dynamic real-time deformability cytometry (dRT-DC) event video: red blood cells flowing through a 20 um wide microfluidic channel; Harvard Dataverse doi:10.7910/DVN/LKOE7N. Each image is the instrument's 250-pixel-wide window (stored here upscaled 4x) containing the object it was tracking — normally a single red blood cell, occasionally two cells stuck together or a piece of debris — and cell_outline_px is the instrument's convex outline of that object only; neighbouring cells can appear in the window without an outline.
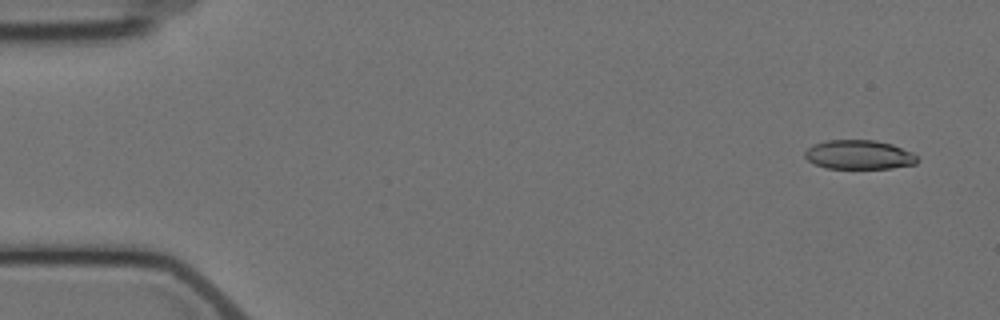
{"species": "Egyptian fruit bat (a non-hibernating species)", "species_latin": "Rousettus aegyptiacus", "temperature_condition": "cold", "stored_images_in_passage": 5, "camera_frame_rate_fps": 3000, "um_per_image_px": 0.085, "animal": {"sex": "female"}, "frame": {"image": 1, "passage_image": 1, "time_ms": 0.0, "image_size_px": [1000, 320], "cell_outline_px": [[916, 164], [892, 168], [828, 168], [816, 164], [808, 160], [804, 156], [804, 152], [812, 144], [828, 140], [876, 140], [892, 144], [912, 152], [916, 156]], "centroid_in_image_um": [73.0, 13.14], "position_along_channel_um": 12.0, "area_um2": 19.02}}
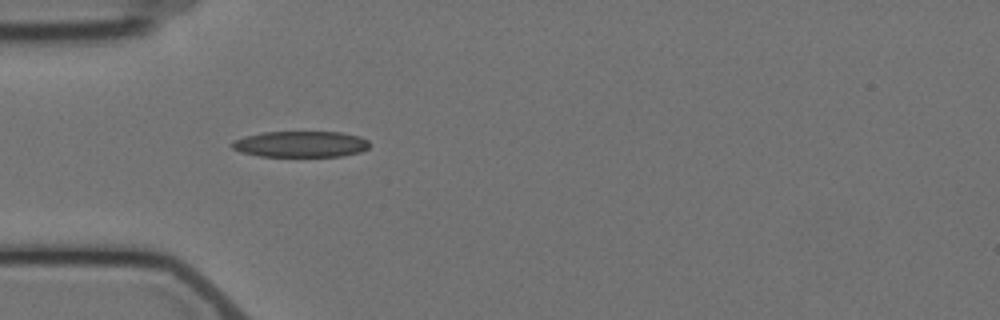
{"frame": {"image": 2, "passage_image": 5, "time_ms": 4.667, "image_size_px": [1000, 320], "cell_outline_px": [[368, 148], [360, 152], [344, 156], [260, 156], [240, 152], [232, 148], [228, 144], [232, 140], [244, 136], [264, 132], [340, 132], [360, 136], [368, 140]], "centroid_in_image_um": [25.52, 12.25], "position_along_channel_um": 59.5, "area_um2": 21.04}}